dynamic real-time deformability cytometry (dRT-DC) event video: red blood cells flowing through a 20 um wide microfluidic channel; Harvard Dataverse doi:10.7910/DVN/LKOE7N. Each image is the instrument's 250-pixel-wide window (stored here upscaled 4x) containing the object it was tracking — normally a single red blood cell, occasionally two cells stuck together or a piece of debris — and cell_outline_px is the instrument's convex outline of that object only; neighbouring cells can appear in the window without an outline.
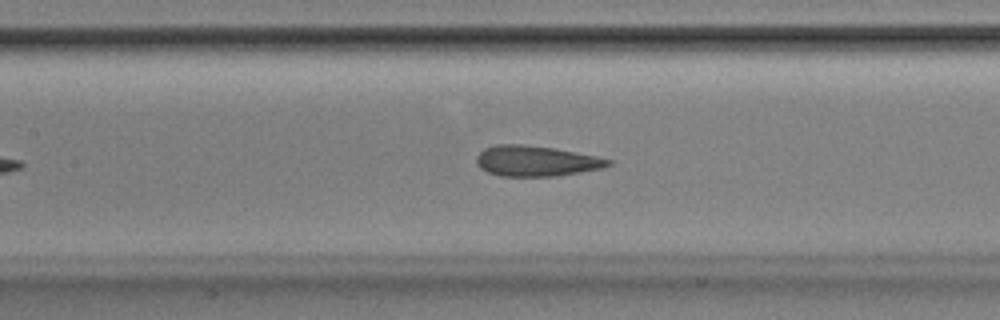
{"species": "Egyptian fruit bat (a non-hibernating species)", "species_latin": "Rousettus aegyptiacus", "temperature_condition": "room temperature", "stored_images_in_passage": 41, "camera_frame_rate_fps": 3000, "um_per_image_px": 0.085, "animal": {"sex": "male"}, "frame": {"image": 1, "passage_image": 16, "time_ms": 5.0, "image_size_px": [1000, 320], "cell_outline_px": [[612, 164], [600, 168], [580, 172], [556, 176], [500, 176], [488, 172], [480, 168], [476, 164], [476, 156], [484, 148], [496, 144], [520, 144], [552, 148], [596, 156], [612, 160]], "centroid_in_image_um": [45.52, 13.68], "position_along_channel_um": 161.9, "area_um2": 23.29}}
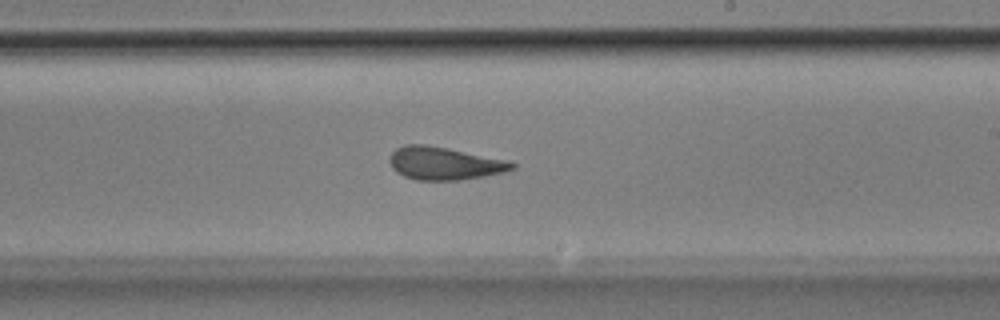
{"frame": {"image": 2, "passage_image": 23, "time_ms": 7.333, "image_size_px": [1000, 320], "cell_outline_px": [[516, 168], [504, 172], [484, 176], [460, 180], [416, 180], [404, 176], [396, 172], [392, 168], [388, 160], [388, 156], [396, 148], [404, 144], [424, 144], [448, 148], [504, 160], [516, 164]], "centroid_in_image_um": [37.7, 13.89], "position_along_channel_um": 251.3, "area_um2": 23.41}}
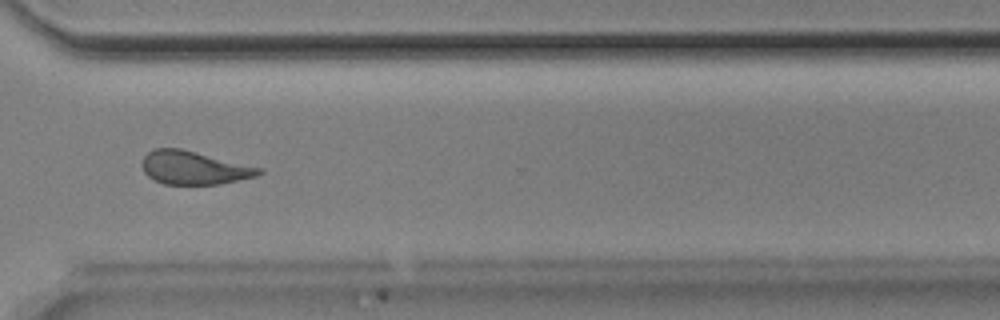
{"frame": {"image": 3, "passage_image": 31, "time_ms": 10.0, "image_size_px": [1000, 320], "cell_outline_px": [[264, 172], [256, 176], [220, 184], [164, 184], [148, 176], [144, 172], [140, 164], [144, 156], [152, 148], [180, 148], [264, 168]], "centroid_in_image_um": [16.49, 14.25], "position_along_channel_um": 354.1, "area_um2": 22.77}, "authors_computed_cell_mechanics": {"area_um2": 23.8136, "velocity_mm_per_s": 3.8477, "shape_relaxation_time_tau1_ms": 5.4301, "shape_relaxation_time_tau2_ms": 1.17, "deformation_change_tau1": 0.1152, "deformation_change_tau2": 0.0641}}